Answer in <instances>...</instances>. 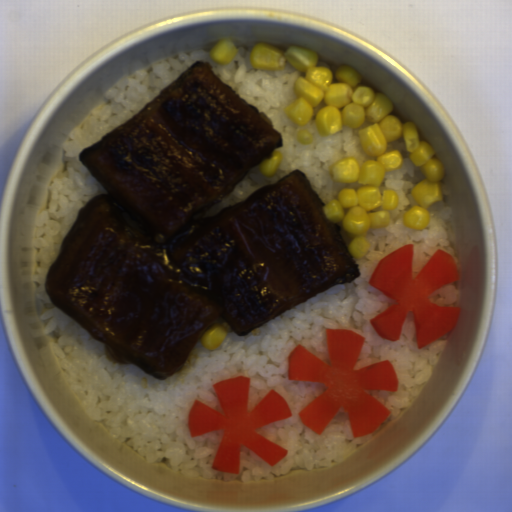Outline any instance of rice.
<instances>
[{
  "instance_id": "1",
  "label": "rice",
  "mask_w": 512,
  "mask_h": 512,
  "mask_svg": "<svg viewBox=\"0 0 512 512\" xmlns=\"http://www.w3.org/2000/svg\"><path fill=\"white\" fill-rule=\"evenodd\" d=\"M227 64H216L212 49H199L171 56L149 67L130 73L104 95L106 104L88 114L61 145L64 169L47 187V202L40 210L35 230L37 250L34 273L35 294L42 300V332L54 334L52 348L83 410L91 420L103 423L121 442L151 463H166L183 476L221 481L256 482L286 475L294 470L328 468L366 442L416 398L433 371L445 346L447 332L419 348L413 315L408 312L397 340L378 335L371 319L393 302L369 284L382 258L413 244L412 277H416L437 250L449 254L458 273L461 262L450 221L452 211L449 184L441 182L442 201L428 207L429 222L422 230L407 228L403 215L416 205L413 187L425 174L409 157L402 138L391 140L386 152L402 154L400 167L383 175L379 190H394L398 205L389 212L388 226L369 229L370 244L362 258L352 256L360 275L351 283L334 285L292 309L238 336L224 318L211 321L204 329L220 325L227 335L214 350H207L200 336L182 366L164 380H158L134 364H114L107 359L104 343L93 338L50 299L45 290L46 275L61 245L87 202L107 193L80 160V153L125 124L176 81L196 61H208L214 75L235 94L267 117L280 133L282 154L274 176L260 174V162L244 175L230 194L212 206L204 218L238 204L258 188L273 185L293 171H301L323 206L338 200L340 190H358L357 181L335 182L332 168L342 160L360 165L376 157L363 151L358 129L345 126L331 137H323L309 120L305 126L312 137L299 143V125L285 114L297 100L294 83L300 72L286 63L284 70H256L250 64L251 48L235 46ZM326 329H347L366 340L354 368L389 360L398 376L397 392L366 390L391 414L373 433L353 438L348 415L340 409L322 435L304 426L298 413L326 390L323 382L293 381L287 378L288 356L302 344L327 364ZM203 331V332H204ZM244 375L250 377L248 409H253L270 390L284 396L292 417L257 429V433L288 450L275 466H269L247 447H241L240 472L230 474L212 469L221 430L190 437L188 412L200 400L221 413L212 384Z\"/></svg>"
},
{
  "instance_id": "2",
  "label": "rice",
  "mask_w": 512,
  "mask_h": 512,
  "mask_svg": "<svg viewBox=\"0 0 512 512\" xmlns=\"http://www.w3.org/2000/svg\"><path fill=\"white\" fill-rule=\"evenodd\" d=\"M462 292L452 282L431 293L430 300L436 304L449 308H458L457 301Z\"/></svg>"
}]
</instances>
